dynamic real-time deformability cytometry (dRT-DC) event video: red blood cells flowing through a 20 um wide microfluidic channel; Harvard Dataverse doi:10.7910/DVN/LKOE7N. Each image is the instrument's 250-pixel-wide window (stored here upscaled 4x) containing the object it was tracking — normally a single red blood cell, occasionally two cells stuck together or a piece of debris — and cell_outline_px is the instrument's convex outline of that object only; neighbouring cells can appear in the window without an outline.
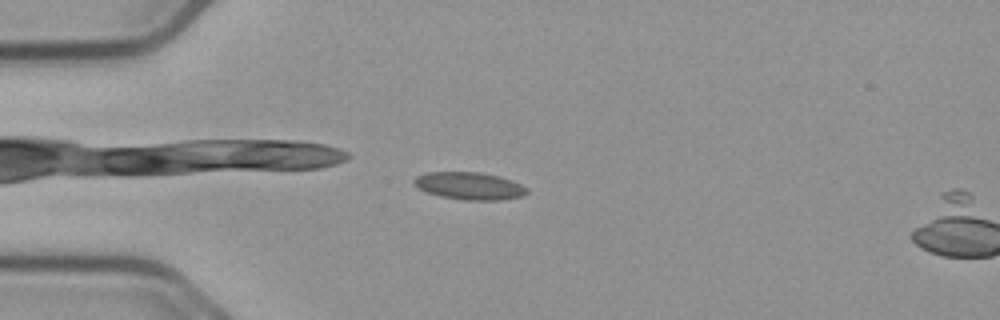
{"species": "common noctule bat (a hibernating species)", "species_latin": "Nyctalus noctula", "temperature_condition": "cold", "stored_images_in_passage": 13, "camera_frame_rate_fps": 3000, "um_per_image_px": 0.085, "animal": {"sex": "male", "body_mass_g": 23.1, "forearm_length_mm": 52.7}, "frame": {"image": 1, "passage_image": 10, "time_ms": 3.0, "image_size_px": [1000, 320], "cell_outline_px": [[528, 192], [524, 196], [500, 200], [464, 200], [440, 196], [428, 192], [420, 188], [412, 180], [416, 176], [428, 172], [480, 172], [500, 176], [512, 180], [528, 188]], "centroid_in_image_um": [39.95, 15.8], "position_along_channel_um": 45.0, "area_um2": 18.03}}